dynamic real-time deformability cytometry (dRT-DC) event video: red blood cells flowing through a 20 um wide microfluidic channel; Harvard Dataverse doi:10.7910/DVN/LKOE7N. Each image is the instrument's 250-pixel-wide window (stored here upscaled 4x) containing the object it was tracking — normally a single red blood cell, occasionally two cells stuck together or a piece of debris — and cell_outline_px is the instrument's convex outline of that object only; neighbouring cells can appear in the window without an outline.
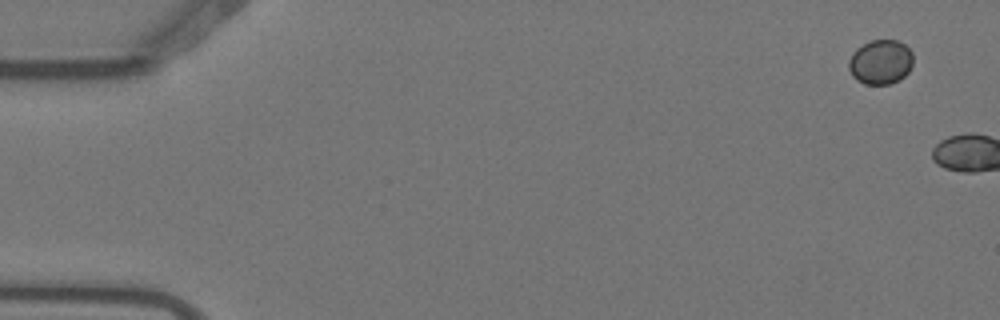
{"species": "Egyptian fruit bat (a non-hibernating species)", "species_latin": "Rousettus aegyptiacus", "temperature_condition": "warm", "stored_images_in_passage": 3, "camera_frame_rate_fps": 3000, "um_per_image_px": 0.085, "animal": {"sex": "female"}, "frame": {"image": 1, "passage_image": 1, "time_ms": 0.0, "image_size_px": [1000, 320], "cell_outline_px": [[912, 64], [908, 72], [900, 80], [888, 84], [864, 84], [856, 80], [852, 76], [848, 68], [848, 60], [852, 52], [856, 48], [872, 40], [896, 40], [904, 44], [912, 52]], "centroid_in_image_um": [74.82, 5.28], "position_along_channel_um": 10.2, "area_um2": 16.82}}